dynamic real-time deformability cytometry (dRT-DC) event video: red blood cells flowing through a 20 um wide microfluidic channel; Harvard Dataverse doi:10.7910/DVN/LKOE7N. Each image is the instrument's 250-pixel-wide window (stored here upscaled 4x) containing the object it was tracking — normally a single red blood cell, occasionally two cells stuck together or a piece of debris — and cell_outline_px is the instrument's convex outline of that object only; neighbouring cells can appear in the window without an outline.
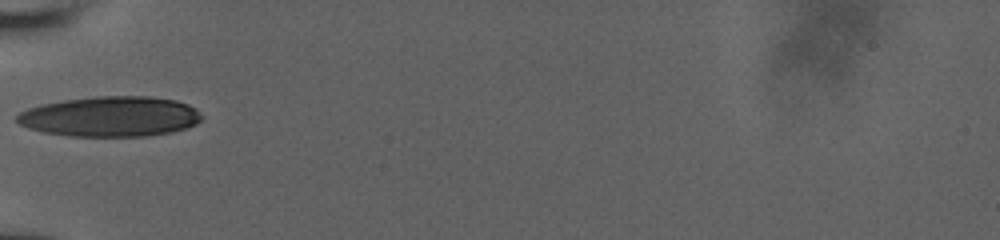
{"species": "human", "species_latin": "Homo sapiens", "temperature_condition": "room temperature", "stored_images_in_passage": 40, "camera_frame_rate_fps": 3000, "um_per_image_px": 0.085, "donor": {"sex": "male"}, "frame": {"image": 1, "passage_image": 1, "time_ms": 0.0, "image_size_px": [1000, 240], "cell_outline_px": [[204, 116], [196, 124], [188, 128], [172, 132], [144, 136], [68, 136], [44, 132], [28, 128], [20, 124], [16, 120], [16, 116], [20, 112], [28, 108], [40, 104], [64, 100], [96, 96], [148, 96], [176, 100], [188, 104], [196, 108]], "centroid_in_image_um": [9.4, 9.9], "position_along_channel_um": 75.6, "area_um2": 43.58}}
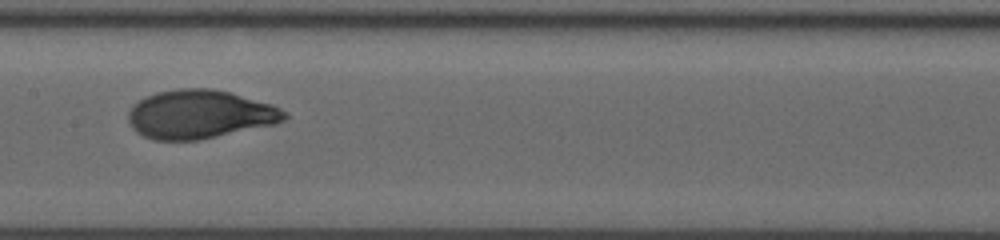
{"frame": {"image": 2, "passage_image": 19, "time_ms": 3.0, "image_size_px": [1000, 240], "cell_outline_px": [[288, 116], [284, 120], [276, 124], [196, 140], [156, 140], [144, 136], [136, 132], [132, 128], [128, 120], [128, 112], [132, 104], [144, 96], [156, 92], [176, 88], [212, 88], [232, 92], [272, 104], [288, 112]], "centroid_in_image_um": [16.97, 9.69], "position_along_channel_um": 190.4, "area_um2": 44.62}}
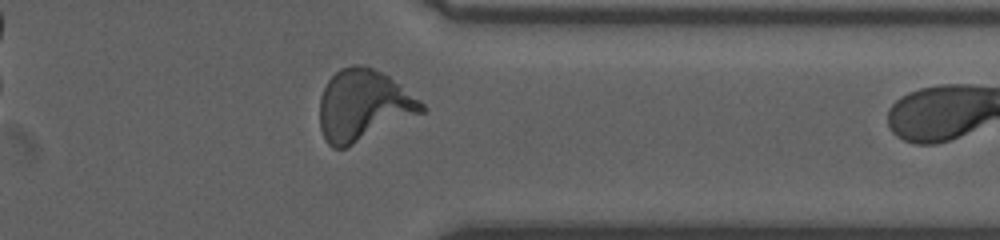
{"frame": {"image": 3, "passage_image": 38, "time_ms": 6.667, "image_size_px": [1000, 240], "cell_outline_px": [[428, 112], [348, 148], [332, 148], [324, 140], [320, 128], [320, 96], [328, 80], [340, 68], [352, 64], [364, 64], [388, 76], [400, 84], [420, 100], [428, 108]], "centroid_in_image_um": [30.92, 9.0], "position_along_channel_um": 380.5, "area_um2": 43.29}}